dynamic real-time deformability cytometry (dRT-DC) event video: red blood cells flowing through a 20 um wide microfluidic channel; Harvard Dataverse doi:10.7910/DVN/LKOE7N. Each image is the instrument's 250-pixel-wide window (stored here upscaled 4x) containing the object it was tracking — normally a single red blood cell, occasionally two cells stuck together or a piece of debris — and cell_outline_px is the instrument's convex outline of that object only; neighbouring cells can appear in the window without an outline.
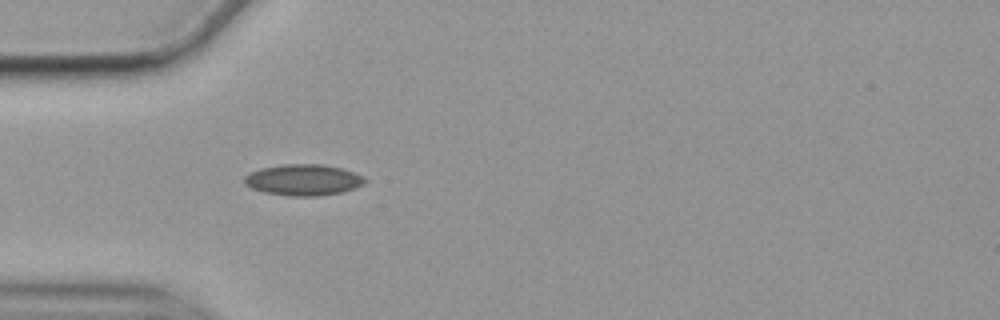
{"species": "common noctule bat (a hibernating species)", "species_latin": "Nyctalus noctula", "temperature_condition": "cold", "stored_images_in_passage": 30, "camera_frame_rate_fps": 3000, "um_per_image_px": 0.085, "animal": {"sex": "female", "body_mass_g": 19.9}, "frame": {"image": 1, "passage_image": 1, "time_ms": 0.0, "image_size_px": [1000, 320], "cell_outline_px": [[368, 180], [364, 184], [340, 192], [316, 196], [292, 196], [264, 192], [252, 188], [244, 184], [244, 176], [252, 172], [264, 168], [284, 164], [320, 164], [340, 168], [352, 172]], "centroid_in_image_um": [25.76, 15.29], "position_along_channel_um": 59.2, "area_um2": 21.44}}
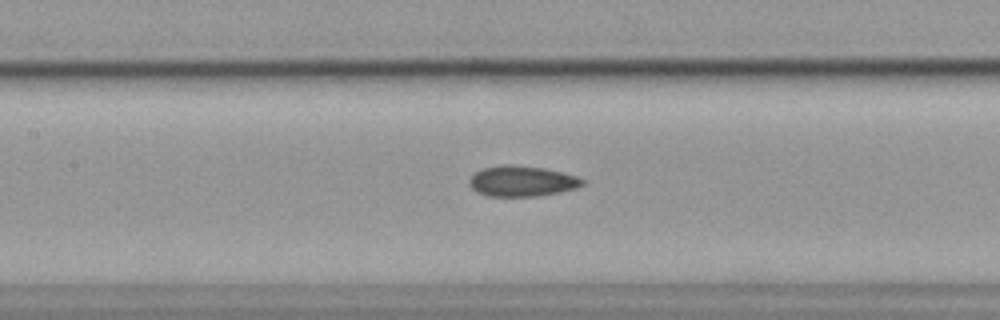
{"frame": {"image": 2, "passage_image": 10, "time_ms": 3.0, "image_size_px": [1000, 320], "cell_outline_px": [[584, 184], [576, 188], [560, 192], [536, 196], [488, 196], [476, 192], [472, 188], [468, 180], [476, 172], [484, 168], [504, 164], [508, 164], [544, 168], [576, 176], [584, 180]], "centroid_in_image_um": [44.35, 15.4], "position_along_channel_um": 163.0, "area_um2": 20.0}}
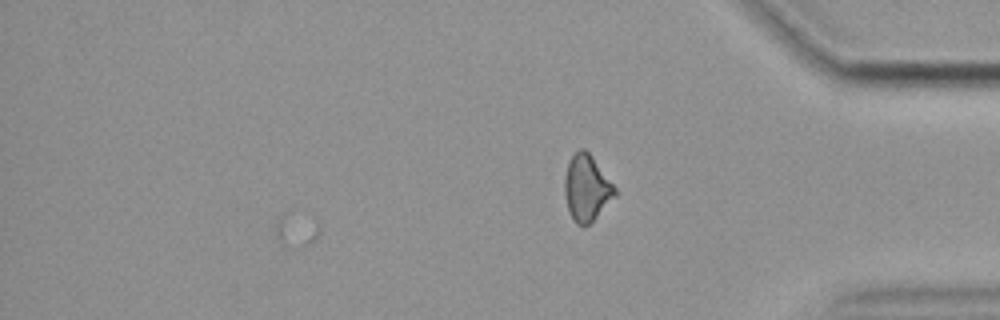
{"frame": {"image": 3, "passage_image": 30, "time_ms": 9.667, "image_size_px": [1000, 320], "cell_outline_px": [[616, 196], [588, 224], [576, 224], [572, 220], [568, 208], [564, 192], [564, 176], [568, 164], [572, 156], [580, 148], [584, 148], [592, 156], [616, 188]], "centroid_in_image_um": [49.85, 15.96], "position_along_channel_um": 385.3, "area_um2": 19.07}, "authors_computed_cell_mechanics": {"area_um2": 19.4497, "velocity_mm_per_s": 3.5505, "shape_relaxation_time_tau1_ms": null, "shape_relaxation_time_tau2_ms": 5.3303, "deformation_change_tau1": null, "deformation_change_tau2": 0.1113}}